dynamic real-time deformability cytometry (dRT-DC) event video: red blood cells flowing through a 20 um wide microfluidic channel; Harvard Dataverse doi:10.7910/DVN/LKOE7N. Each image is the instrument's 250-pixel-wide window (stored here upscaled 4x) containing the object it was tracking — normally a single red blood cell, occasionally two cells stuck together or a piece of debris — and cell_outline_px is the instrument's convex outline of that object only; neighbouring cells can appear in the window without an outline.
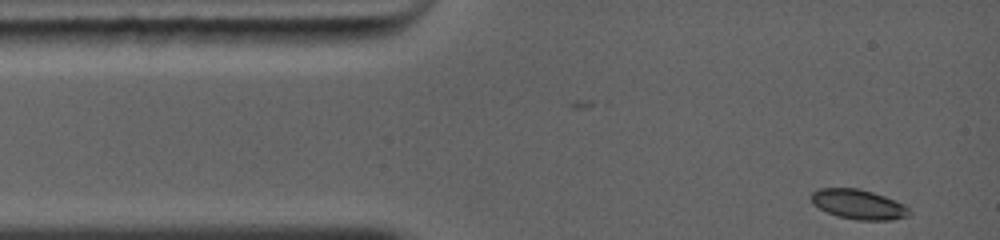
{"species": "common noctule bat (a hibernating species)", "species_latin": "Nyctalus noctula", "temperature_condition": "warm", "stored_images_in_passage": 21, "camera_frame_rate_fps": 5000, "um_per_image_px": 0.085, "animal": {"sex": "female", "body_mass_g": 19.0, "forearm_length_mm": 56.7}, "frame": {"image": 1, "passage_image": 1, "time_ms": 0.0, "image_size_px": [1000, 240], "cell_outline_px": [[912, 212], [908, 216], [892, 220], [856, 220], [836, 216], [812, 204], [812, 192], [820, 188], [860, 188], [884, 196], [904, 204]], "centroid_in_image_um": [72.98, 17.37], "position_along_channel_um": 12.0, "area_um2": 16.99}}
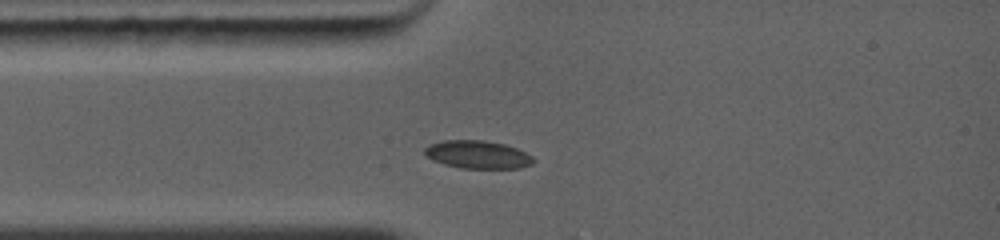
{"frame": {"image": 2, "passage_image": 17, "time_ms": 2.0, "image_size_px": [1000, 240], "cell_outline_px": [[536, 160], [532, 164], [520, 168], [460, 168], [444, 164], [432, 160], [424, 152], [424, 148], [428, 144], [440, 140], [484, 140], [504, 144], [516, 148], [532, 156]], "centroid_in_image_um": [40.58, 13.13], "position_along_channel_um": 44.4, "area_um2": 17.8}}